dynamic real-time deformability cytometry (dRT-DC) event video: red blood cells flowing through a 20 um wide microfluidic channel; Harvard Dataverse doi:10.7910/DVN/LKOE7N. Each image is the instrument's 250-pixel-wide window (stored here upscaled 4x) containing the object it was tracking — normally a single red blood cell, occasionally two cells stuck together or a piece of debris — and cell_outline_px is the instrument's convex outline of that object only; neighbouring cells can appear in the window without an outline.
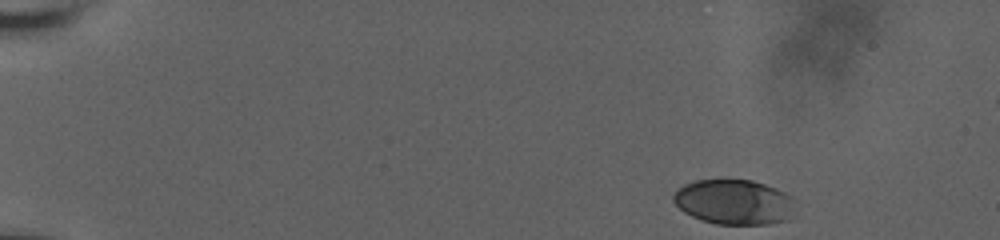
{"species": "human", "species_latin": "Homo sapiens", "temperature_condition": "room temperature", "stored_images_in_passage": 52, "camera_frame_rate_fps": 3000, "um_per_image_px": 0.085, "donor": {"sex": "male"}, "frame": {"image": 1, "passage_image": 1, "time_ms": 0.0, "image_size_px": [1000, 240], "cell_outline_px": [[792, 220], [768, 224], [716, 224], [692, 216], [684, 212], [672, 200], [672, 196], [684, 184], [696, 180], [752, 180], [776, 188], [792, 196]], "centroid_in_image_um": [62.41, 17.18], "position_along_channel_um": 22.6, "area_um2": 31.85}}
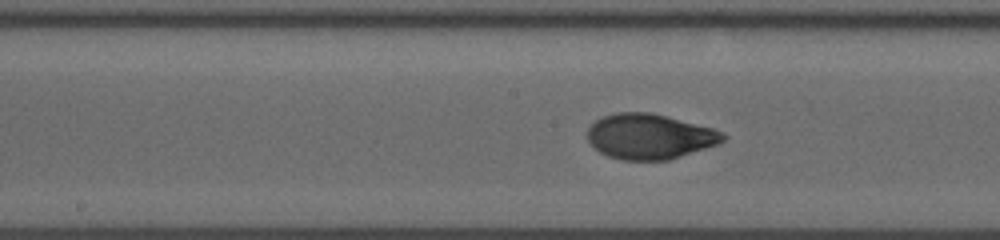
{"frame": {"image": 2, "passage_image": 26, "time_ms": 8.333, "image_size_px": [1000, 240], "cell_outline_px": [[728, 136], [724, 140], [716, 144], [668, 160], [620, 160], [608, 156], [600, 152], [588, 140], [588, 128], [596, 120], [604, 116], [616, 112], [648, 112], [712, 128], [724, 132]], "centroid_in_image_um": [55.2, 11.6], "position_along_channel_um": 193.0, "area_um2": 35.26}}
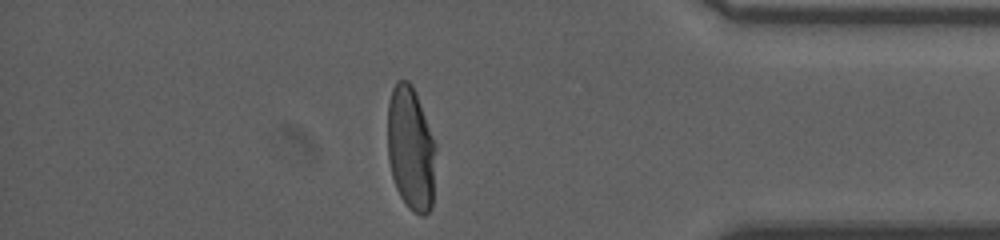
{"frame": {"image": 3, "passage_image": 45, "time_ms": 14.667, "image_size_px": [1000, 240], "cell_outline_px": [[436, 148], [432, 208], [424, 216], [420, 216], [408, 208], [400, 196], [396, 188], [392, 176], [388, 160], [388, 100], [392, 88], [396, 80], [408, 80], [412, 84], [436, 144]], "centroid_in_image_um": [34.91, 12.64], "position_along_channel_um": 400.3, "area_um2": 35.14}, "authors_computed_cell_mechanics": {"area_um2": 35.2291, "velocity_mm_per_s": 3.6508, "shape_relaxation_time_tau1_ms": 4.6813, "shape_relaxation_time_tau2_ms": null, "deformation_change_tau1": 0.2044, "deformation_change_tau2": null}}